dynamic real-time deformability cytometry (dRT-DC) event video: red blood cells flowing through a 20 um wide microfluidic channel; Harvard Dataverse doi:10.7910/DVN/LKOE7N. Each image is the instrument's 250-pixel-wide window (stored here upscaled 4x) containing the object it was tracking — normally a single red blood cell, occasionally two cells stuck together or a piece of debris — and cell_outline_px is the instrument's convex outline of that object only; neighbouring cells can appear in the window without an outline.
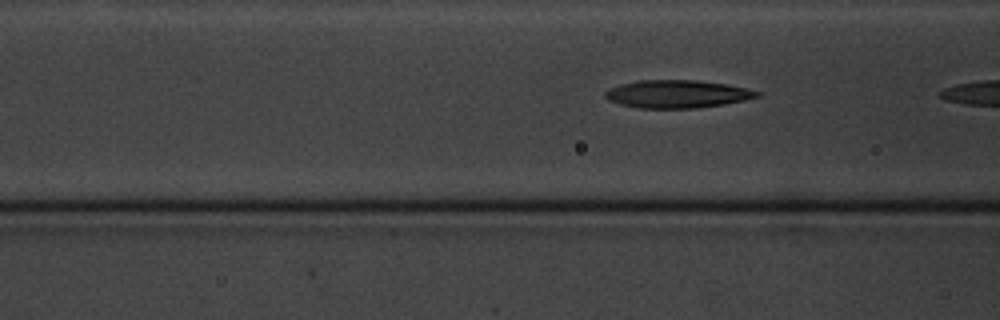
{"species": "common noctule bat (a hibernating species)", "species_latin": "Nyctalus noctula", "temperature_condition": "cold", "stored_images_in_passage": 6, "camera_frame_rate_fps": 3000, "um_per_image_px": 0.085, "animal": {"sex": "male", "body_mass_g": 20.1, "forearm_length_mm": 53.5}, "frame": {"image": 1, "passage_image": 6, "time_ms": 6.667, "image_size_px": [1000, 320], "cell_outline_px": [[760, 96], [744, 100], [724, 104], [696, 108], [636, 108], [620, 104], [608, 100], [604, 96], [604, 92], [608, 88], [620, 84], [640, 80], [696, 80], [728, 84], [760, 92]], "centroid_in_image_um": [57.51, 7.99], "position_along_channel_um": 109.1, "area_um2": 24.68}}